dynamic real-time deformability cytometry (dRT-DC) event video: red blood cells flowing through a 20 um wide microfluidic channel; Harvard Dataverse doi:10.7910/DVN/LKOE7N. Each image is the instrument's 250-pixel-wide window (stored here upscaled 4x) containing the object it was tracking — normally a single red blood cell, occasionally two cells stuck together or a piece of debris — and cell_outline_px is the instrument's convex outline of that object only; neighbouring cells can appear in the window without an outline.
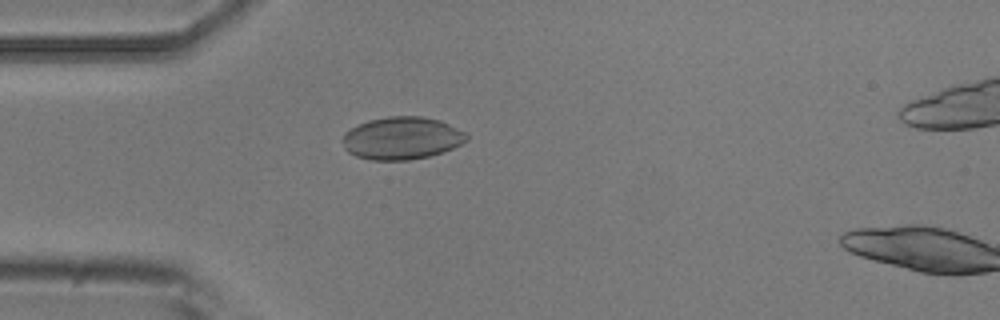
{"species": "common noctule bat (a hibernating species)", "species_latin": "Nyctalus noctula", "temperature_condition": "room temperature", "stored_images_in_passage": 17, "camera_frame_rate_fps": 3000, "um_per_image_px": 0.085, "animal": {"sex": "male", "body_mass_g": 20.5, "forearm_length_mm": 52.5}, "frame": {"image": 1, "passage_image": 15, "time_ms": 4.667, "image_size_px": [1000, 320], "cell_outline_px": [[468, 140], [444, 152], [428, 156], [408, 160], [368, 160], [356, 156], [348, 152], [344, 148], [340, 140], [344, 132], [368, 120], [388, 116], [424, 116], [440, 120], [464, 132], [468, 136]], "centroid_in_image_um": [34.12, 11.74], "position_along_channel_um": 50.9, "area_um2": 30.92}}